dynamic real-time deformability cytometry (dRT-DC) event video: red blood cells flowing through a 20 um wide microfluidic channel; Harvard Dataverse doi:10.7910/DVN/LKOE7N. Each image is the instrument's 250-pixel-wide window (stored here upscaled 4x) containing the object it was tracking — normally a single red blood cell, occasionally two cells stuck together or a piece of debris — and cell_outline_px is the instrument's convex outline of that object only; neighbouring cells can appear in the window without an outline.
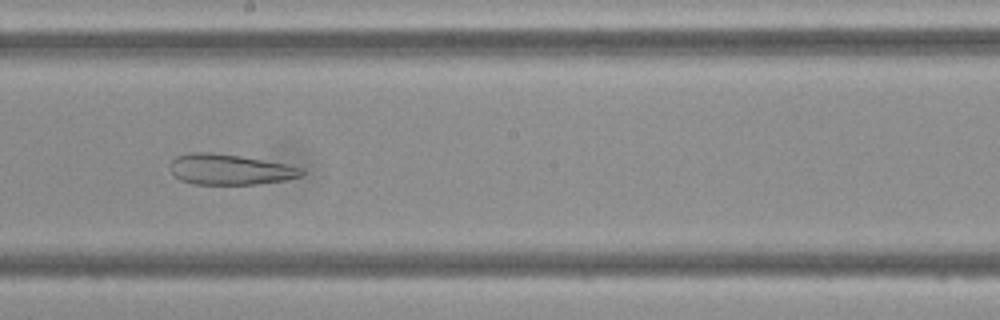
{"species": "Egyptian fruit bat (a non-hibernating species)", "species_latin": "Rousettus aegyptiacus", "temperature_condition": "cold", "stored_images_in_passage": 33, "camera_frame_rate_fps": 3000, "um_per_image_px": 0.085, "frame": {"image": 1, "passage_image": 12, "time_ms": 3.667, "image_size_px": [1000, 320], "cell_outline_px": [[304, 172], [300, 176], [284, 180], [256, 184], [192, 184], [180, 180], [172, 172], [172, 160], [176, 156], [188, 152], [212, 152], [240, 156], [288, 164], [304, 168]], "centroid_in_image_um": [19.55, 14.4], "position_along_channel_um": 228.6, "area_um2": 23.35}}
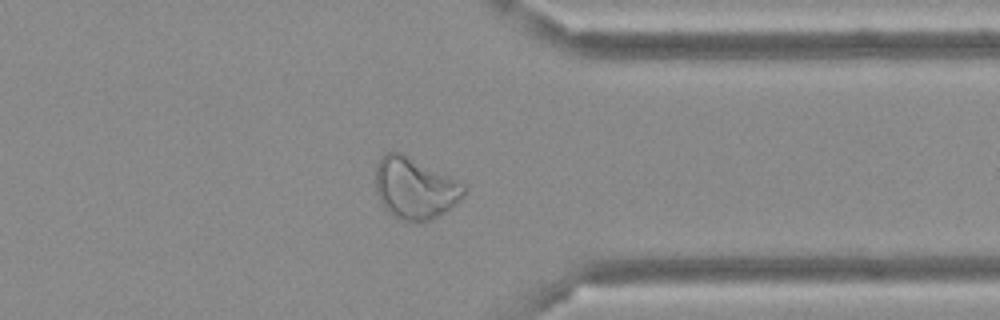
{"frame": {"image": 2, "passage_image": 23, "time_ms": 7.333, "image_size_px": [1000, 320], "cell_outline_px": [[468, 188], [464, 196], [456, 204], [444, 212], [428, 220], [404, 220], [392, 216], [384, 208], [376, 192], [376, 164], [380, 156], [384, 152], [400, 152], [464, 184]], "centroid_in_image_um": [35.24, 15.99], "position_along_channel_um": 376.2, "area_um2": 31.27}}
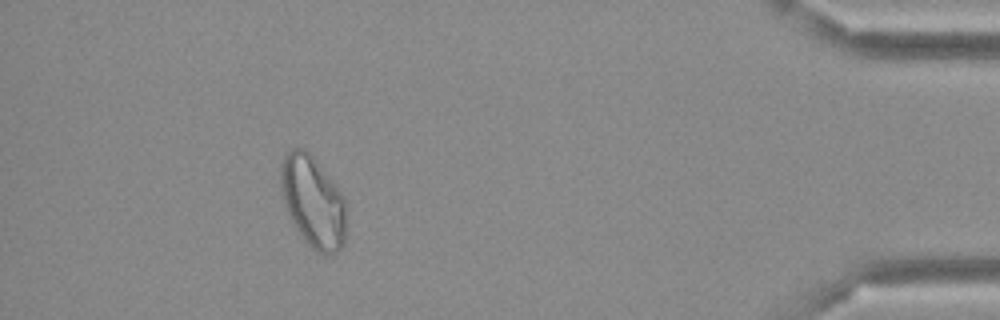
{"frame": {"image": 3, "passage_image": 29, "time_ms": 9.333, "image_size_px": [1000, 320], "cell_outline_px": [[344, 244], [336, 252], [324, 256], [316, 252], [304, 240], [288, 216], [280, 188], [280, 164], [284, 152], [292, 148], [304, 148], [312, 156], [336, 184], [344, 196]], "centroid_in_image_um": [26.56, 17.12], "position_along_channel_um": 408.6, "area_um2": 35.08}}